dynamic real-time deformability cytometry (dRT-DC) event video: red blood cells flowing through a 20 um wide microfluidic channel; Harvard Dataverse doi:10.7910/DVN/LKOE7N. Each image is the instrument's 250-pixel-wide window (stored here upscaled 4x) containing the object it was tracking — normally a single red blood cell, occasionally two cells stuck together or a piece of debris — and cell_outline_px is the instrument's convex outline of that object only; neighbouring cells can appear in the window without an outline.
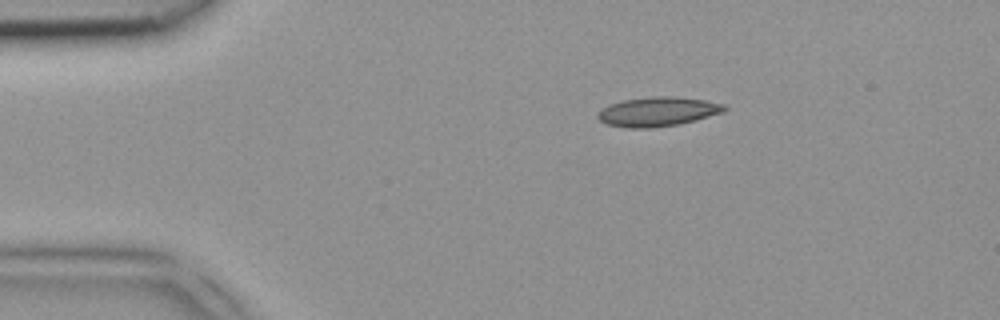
{"species": "common noctule bat (a hibernating species)", "species_latin": "Nyctalus noctula", "temperature_condition": "room temperature", "stored_images_in_passage": 2, "camera_frame_rate_fps": 3000, "um_per_image_px": 0.085, "animal": {"sex": "female", "body_mass_g": 18.4}, "frame": {"image": 1, "passage_image": 1, "time_ms": 0.0, "image_size_px": [1000, 320], "cell_outline_px": [[728, 108], [724, 112], [696, 120], [680, 124], [648, 128], [628, 128], [608, 124], [600, 120], [596, 116], [600, 108], [608, 104], [624, 100], [652, 96], [672, 96], [704, 100], [724, 104]], "centroid_in_image_um": [55.9, 9.48], "position_along_channel_um": 29.1, "area_um2": 21.73}}